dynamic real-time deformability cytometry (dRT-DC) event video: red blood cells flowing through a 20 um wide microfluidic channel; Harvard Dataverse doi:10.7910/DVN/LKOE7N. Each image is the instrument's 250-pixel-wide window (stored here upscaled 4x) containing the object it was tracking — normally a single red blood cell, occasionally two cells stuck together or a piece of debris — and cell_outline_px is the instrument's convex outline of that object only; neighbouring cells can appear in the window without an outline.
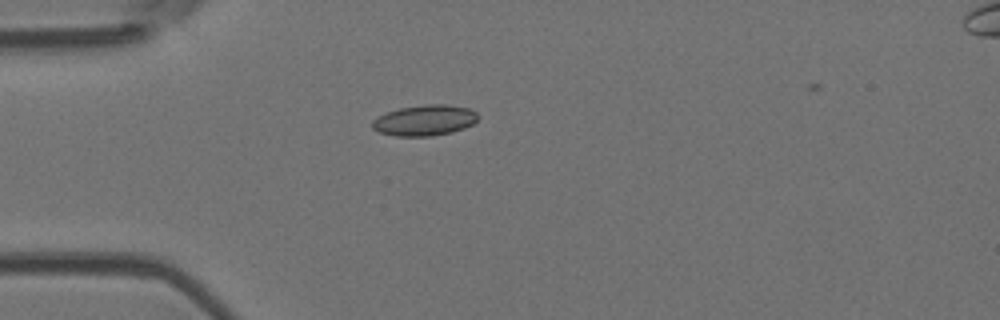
{"species": "Egyptian fruit bat (a non-hibernating species)", "species_latin": "Rousettus aegyptiacus", "temperature_condition": "room temperature", "stored_images_in_passage": 40, "camera_frame_rate_fps": 3000, "um_per_image_px": 0.085, "animal": {"sex": "female"}, "frame": {"image": 1, "passage_image": 1, "time_ms": 0.0, "image_size_px": [1000, 320], "cell_outline_px": [[480, 116], [472, 124], [464, 128], [452, 132], [432, 136], [396, 136], [380, 132], [372, 128], [372, 120], [388, 112], [400, 108], [428, 104], [444, 104], [468, 108], [476, 112]], "centroid_in_image_um": [36.12, 10.23], "position_along_channel_um": 48.9, "area_um2": 18.79}}
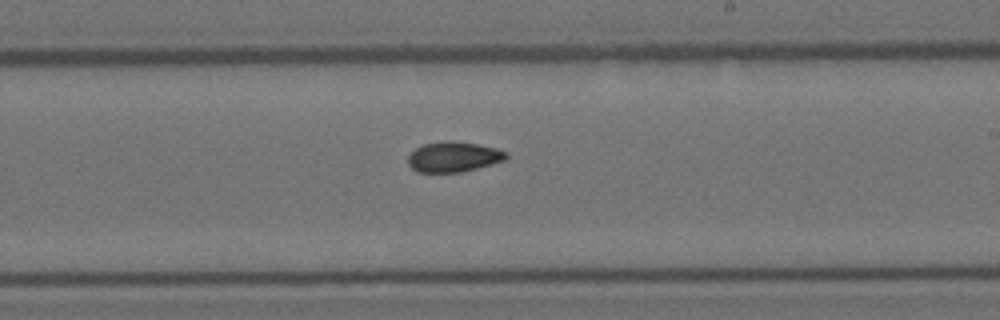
{"frame": {"image": 2, "passage_image": 18, "time_ms": 5.667, "image_size_px": [1000, 320], "cell_outline_px": [[508, 156], [504, 160], [476, 168], [460, 172], [416, 172], [408, 164], [408, 156], [416, 148], [424, 144], [452, 140], [476, 144], [496, 148], [508, 152]], "centroid_in_image_um": [38.54, 13.33], "position_along_channel_um": 250.5, "area_um2": 17.11}}
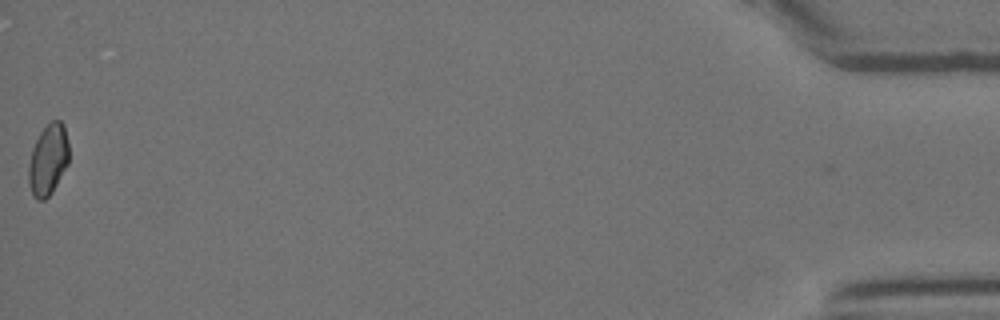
{"frame": {"image": 3, "passage_image": 40, "time_ms": 13.0, "image_size_px": [1000, 320], "cell_outline_px": [[68, 164], [52, 192], [44, 200], [36, 200], [32, 196], [28, 180], [28, 168], [32, 148], [40, 132], [52, 120], [60, 120], [64, 124], [68, 144]], "centroid_in_image_um": [4.08, 13.59], "position_along_channel_um": 431.1, "area_um2": 16.7}, "authors_computed_cell_mechanics": {"area_um2": 17.1088, "velocity_mm_per_s": 3.7949, "shape_relaxation_time_tau1_ms": null, "shape_relaxation_time_tau2_ms": 3.0987, "deformation_change_tau1": null, "deformation_change_tau2": 0.0776}}